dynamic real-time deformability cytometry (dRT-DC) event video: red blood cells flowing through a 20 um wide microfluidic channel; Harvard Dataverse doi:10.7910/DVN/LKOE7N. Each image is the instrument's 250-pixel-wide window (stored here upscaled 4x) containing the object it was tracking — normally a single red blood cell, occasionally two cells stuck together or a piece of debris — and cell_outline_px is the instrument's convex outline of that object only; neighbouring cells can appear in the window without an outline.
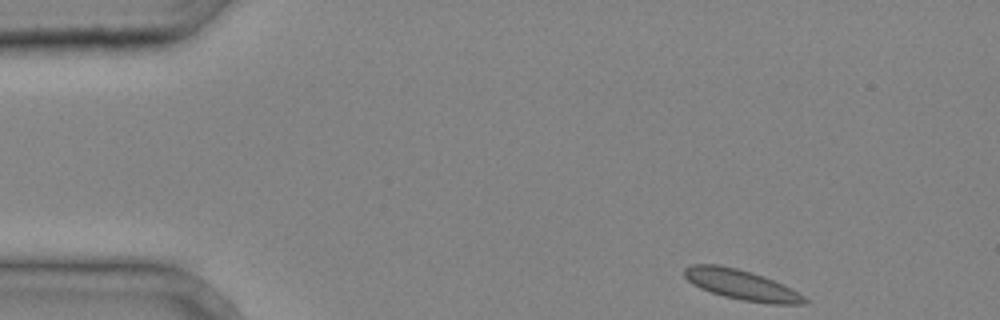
{"species": "common noctule bat (a hibernating species)", "species_latin": "Nyctalus noctula", "temperature_condition": "cold", "stored_images_in_passage": 3, "camera_frame_rate_fps": 3000, "um_per_image_px": 0.085, "animal": {"sex": "male", "body_mass_g": 20.4}, "frame": {"image": 1, "passage_image": 1, "time_ms": 0.0, "image_size_px": [1000, 320], "cell_outline_px": [[808, 304], [772, 304], [744, 300], [724, 296], [700, 288], [692, 284], [684, 276], [684, 268], [692, 264], [720, 264], [752, 272], [764, 276], [804, 296], [808, 300]], "centroid_in_image_um": [62.98, 24.19], "position_along_channel_um": 22.0, "area_um2": 20.81}}
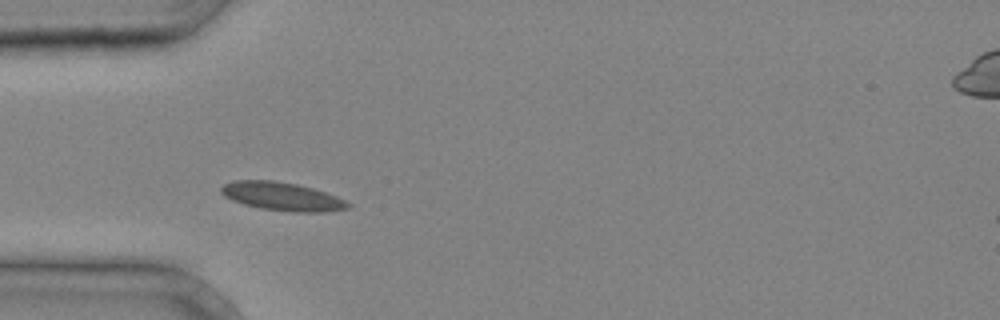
{"frame": {"image": 2, "passage_image": 3, "time_ms": 0.667, "image_size_px": [1000, 320], "cell_outline_px": [[352, 204], [348, 208], [324, 212], [296, 212], [260, 208], [244, 204], [232, 200], [224, 196], [220, 192], [220, 188], [224, 184], [232, 180], [272, 180], [296, 184], [312, 188], [336, 196]], "centroid_in_image_um": [23.95, 16.69], "position_along_channel_um": 61.1, "area_um2": 20.87}}